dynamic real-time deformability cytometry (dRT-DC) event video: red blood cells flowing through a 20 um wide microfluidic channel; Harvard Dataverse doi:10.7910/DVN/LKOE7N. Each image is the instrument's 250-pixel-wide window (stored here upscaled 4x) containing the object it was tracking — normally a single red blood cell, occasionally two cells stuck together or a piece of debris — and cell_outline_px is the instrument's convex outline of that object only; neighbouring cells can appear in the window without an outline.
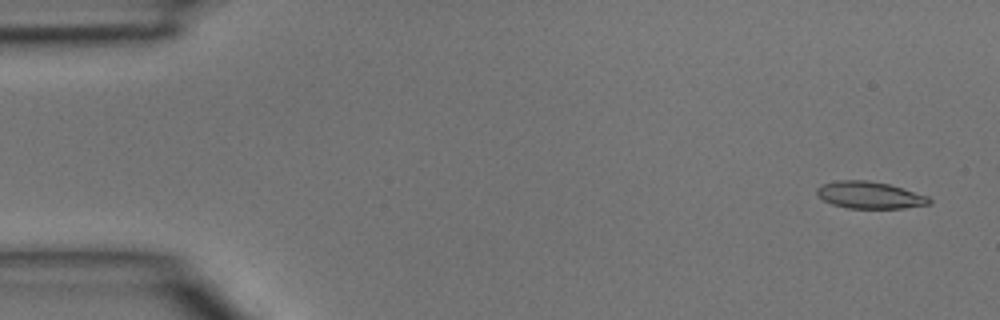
{"species": "common noctule bat (a hibernating species)", "species_latin": "Nyctalus noctula", "temperature_condition": "room temperature", "stored_images_in_passage": 45, "camera_frame_rate_fps": 3000, "um_per_image_px": 0.085, "animal": {"sex": "male", "body_mass_g": 15.6}, "frame": {"image": 1, "passage_image": 2, "time_ms": 0.333, "image_size_px": [1000, 320], "cell_outline_px": [[932, 204], [904, 208], [848, 208], [832, 204], [824, 200], [816, 192], [816, 188], [820, 184], [836, 180], [868, 180], [888, 184], [928, 196], [932, 200]], "centroid_in_image_um": [73.92, 16.58], "position_along_channel_um": 11.1, "area_um2": 17.69}}
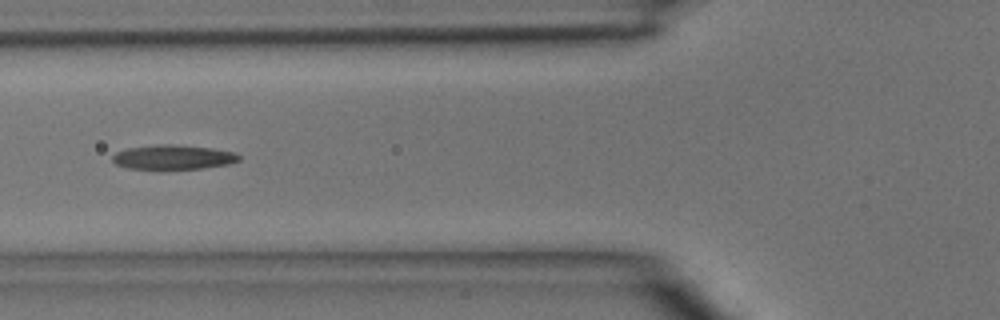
{"frame": {"image": 2, "passage_image": 17, "time_ms": 5.333, "image_size_px": [1000, 320], "cell_outline_px": [[240, 160], [228, 164], [200, 168], [128, 168], [116, 164], [112, 160], [112, 156], [116, 152], [128, 148], [160, 144], [172, 144], [212, 148], [236, 152], [240, 156]], "centroid_in_image_um": [14.74, 13.34], "position_along_channel_um": 111.1, "area_um2": 17.74}}
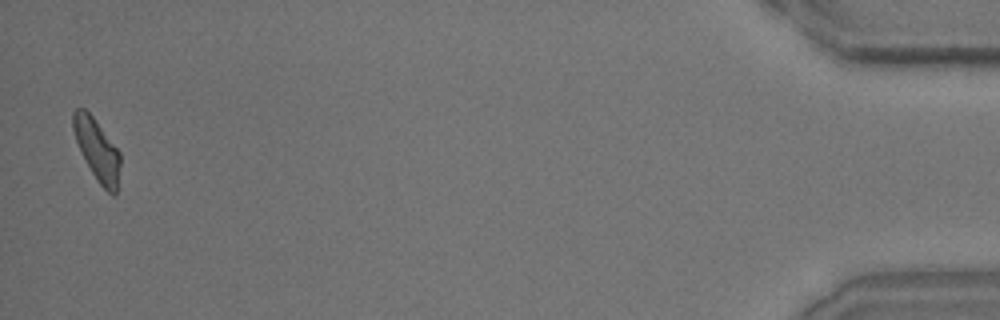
{"frame": {"image": 3, "passage_image": 45, "time_ms": 14.667, "image_size_px": [1000, 320], "cell_outline_px": [[120, 164], [116, 192], [112, 196], [96, 180], [76, 140], [72, 128], [72, 112], [76, 108], [84, 108], [92, 116], [120, 152]], "centroid_in_image_um": [8.25, 12.71], "position_along_channel_um": 427.0, "area_um2": 16.47}}